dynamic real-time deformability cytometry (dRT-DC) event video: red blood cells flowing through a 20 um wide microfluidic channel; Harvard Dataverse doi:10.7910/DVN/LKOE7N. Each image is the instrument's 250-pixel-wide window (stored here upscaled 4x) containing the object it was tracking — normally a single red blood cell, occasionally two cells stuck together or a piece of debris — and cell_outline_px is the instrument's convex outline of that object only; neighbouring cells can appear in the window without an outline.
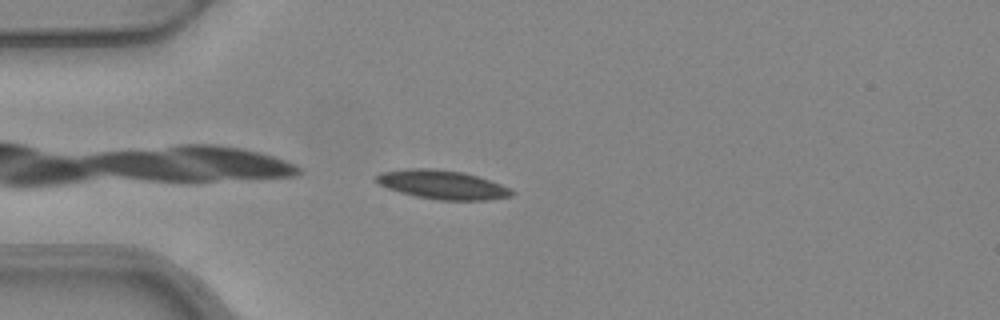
{"species": "common noctule bat (a hibernating species)", "species_latin": "Nyctalus noctula", "temperature_condition": "warm", "stored_images_in_passage": 3, "camera_frame_rate_fps": 3000, "um_per_image_px": 0.085, "animal": {"sex": "female", "body_mass_g": 24.6, "forearm_length_mm": 56.2}, "frame": {"image": 1, "passage_image": 3, "time_ms": 0.667, "image_size_px": [1000, 320], "cell_outline_px": [[516, 192], [512, 196], [488, 200], [440, 200], [416, 196], [400, 192], [388, 188], [380, 184], [376, 180], [376, 176], [380, 172], [408, 168], [432, 168], [464, 172], [500, 184]], "centroid_in_image_um": [37.6, 15.69], "position_along_channel_um": 47.4, "area_um2": 22.66}}